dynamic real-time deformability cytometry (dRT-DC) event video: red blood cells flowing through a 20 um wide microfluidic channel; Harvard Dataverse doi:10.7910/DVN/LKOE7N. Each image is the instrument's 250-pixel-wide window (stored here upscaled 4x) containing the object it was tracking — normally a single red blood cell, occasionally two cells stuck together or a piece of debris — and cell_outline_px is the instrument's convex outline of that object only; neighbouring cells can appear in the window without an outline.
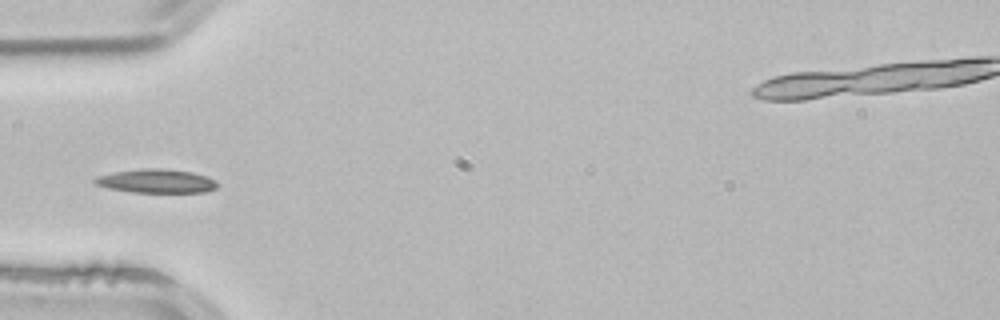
{"species": "common noctule bat (a hibernating species)", "species_latin": "Nyctalus noctula", "temperature_condition": "room temperature", "stored_images_in_passage": 2, "camera_frame_rate_fps": 3000, "um_per_image_px": 0.085, "animal": {"sex": "male", "body_mass_g": 21.5, "forearm_length_mm": 52.0}, "frame": {"image": 1, "passage_image": 2, "time_ms": 0.333, "image_size_px": [1000, 320], "cell_outline_px": [[220, 184], [216, 188], [208, 192], [132, 192], [108, 188], [96, 184], [92, 180], [96, 176], [116, 172], [140, 168], [160, 168], [192, 172], [208, 176], [216, 180]], "centroid_in_image_um": [13.34, 15.39], "position_along_channel_um": 71.7, "area_um2": 17.11}}